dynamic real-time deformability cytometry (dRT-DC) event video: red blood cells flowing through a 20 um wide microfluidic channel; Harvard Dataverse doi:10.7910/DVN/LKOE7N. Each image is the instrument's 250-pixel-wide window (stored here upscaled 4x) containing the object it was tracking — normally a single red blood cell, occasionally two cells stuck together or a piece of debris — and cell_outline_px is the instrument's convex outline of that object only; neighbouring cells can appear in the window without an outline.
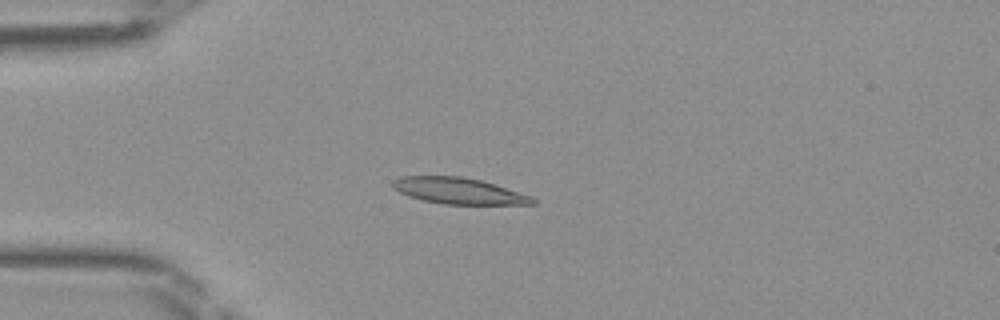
{"species": "Egyptian fruit bat (a non-hibernating species)", "species_latin": "Rousettus aegyptiacus", "temperature_condition": "room temperature", "stored_images_in_passage": 46, "camera_frame_rate_fps": 3000, "um_per_image_px": 0.085, "frame": {"image": 1, "passage_image": 11, "time_ms": 3.333, "image_size_px": [1000, 320], "cell_outline_px": [[536, 204], [444, 204], [424, 200], [408, 196], [392, 188], [392, 180], [400, 176], [460, 176], [480, 180], [496, 184], [532, 196], [536, 200]], "centroid_in_image_um": [38.99, 16.22], "position_along_channel_um": 46.0, "area_um2": 21.39}}
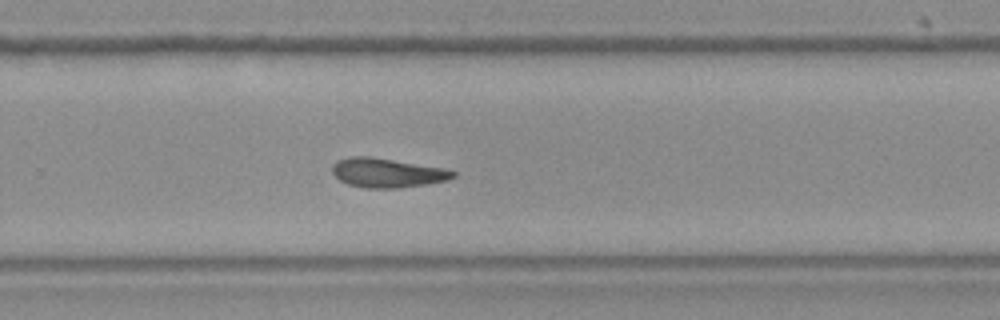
{"frame": {"image": 2, "passage_image": 30, "time_ms": 9.667, "image_size_px": [1000, 320], "cell_outline_px": [[456, 176], [448, 180], [428, 184], [400, 188], [364, 188], [348, 184], [340, 180], [332, 172], [332, 164], [336, 160], [348, 156], [372, 156], [444, 168], [456, 172]], "centroid_in_image_um": [32.9, 14.68], "position_along_channel_um": 296.9, "area_um2": 20.87}}
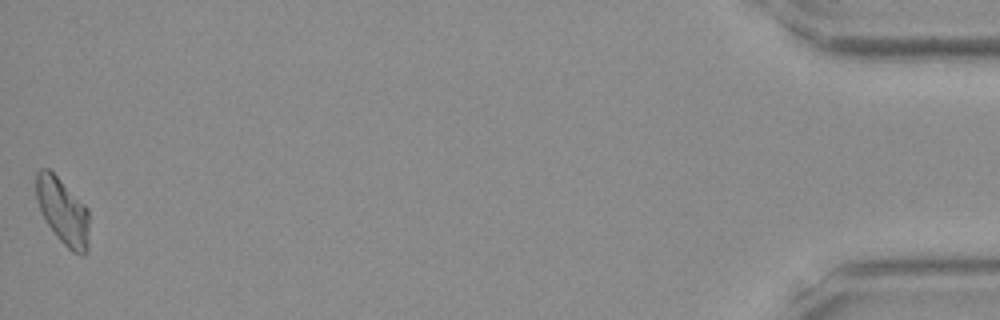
{"frame": {"image": 3, "passage_image": 46, "time_ms": 15.0, "image_size_px": [1000, 320], "cell_outline_px": [[88, 252], [84, 256], [80, 256], [72, 252], [56, 236], [48, 224], [36, 200], [36, 172], [40, 168], [48, 168], [88, 208]], "centroid_in_image_um": [5.35, 17.99], "position_along_channel_um": 429.9, "area_um2": 20.35}}